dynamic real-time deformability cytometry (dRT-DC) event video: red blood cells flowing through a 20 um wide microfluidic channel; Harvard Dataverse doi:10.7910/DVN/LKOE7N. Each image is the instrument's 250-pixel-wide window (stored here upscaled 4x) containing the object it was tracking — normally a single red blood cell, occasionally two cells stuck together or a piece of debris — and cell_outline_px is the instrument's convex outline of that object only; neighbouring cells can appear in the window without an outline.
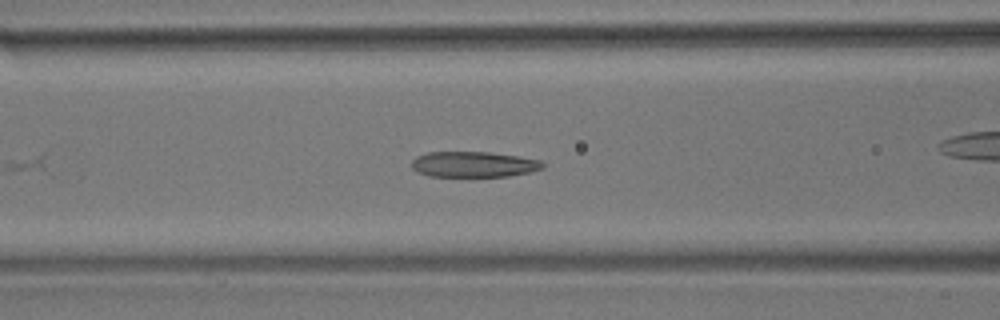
{"species": "common noctule bat (a hibernating species)", "species_latin": "Nyctalus noctula", "temperature_condition": "room temperature", "stored_images_in_passage": 29, "camera_frame_rate_fps": 3000, "um_per_image_px": 0.085, "animal": {"sex": "male", "body_mass_g": 17.9}, "frame": {"image": 1, "passage_image": 21, "time_ms": 6.667, "image_size_px": [1000, 320], "cell_outline_px": [[544, 168], [532, 172], [508, 176], [428, 176], [416, 172], [412, 168], [412, 160], [416, 156], [428, 152], [488, 152], [520, 156], [540, 160], [544, 164]], "centroid_in_image_um": [40.27, 13.97], "position_along_channel_um": 126.3, "area_um2": 19.71}}
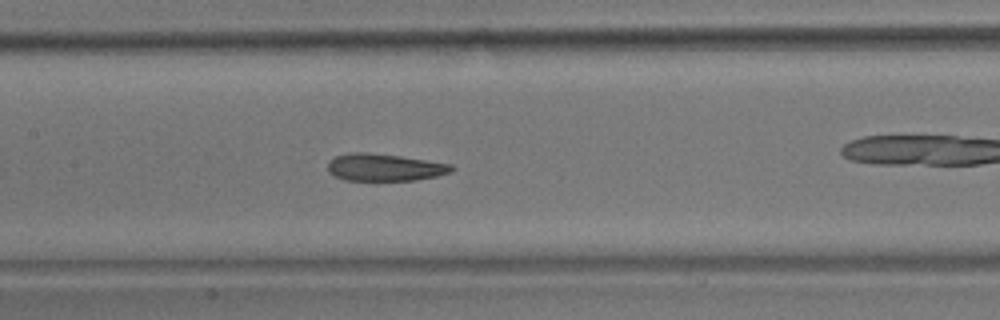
{"frame": {"image": 2, "passage_image": 25, "time_ms": 8.0, "image_size_px": [1000, 320], "cell_outline_px": [[456, 168], [452, 172], [436, 176], [416, 180], [344, 180], [328, 172], [328, 160], [336, 156], [348, 152], [368, 152], [400, 156], [452, 164]], "centroid_in_image_um": [32.69, 14.22], "position_along_channel_um": 174.7, "area_um2": 19.77}}